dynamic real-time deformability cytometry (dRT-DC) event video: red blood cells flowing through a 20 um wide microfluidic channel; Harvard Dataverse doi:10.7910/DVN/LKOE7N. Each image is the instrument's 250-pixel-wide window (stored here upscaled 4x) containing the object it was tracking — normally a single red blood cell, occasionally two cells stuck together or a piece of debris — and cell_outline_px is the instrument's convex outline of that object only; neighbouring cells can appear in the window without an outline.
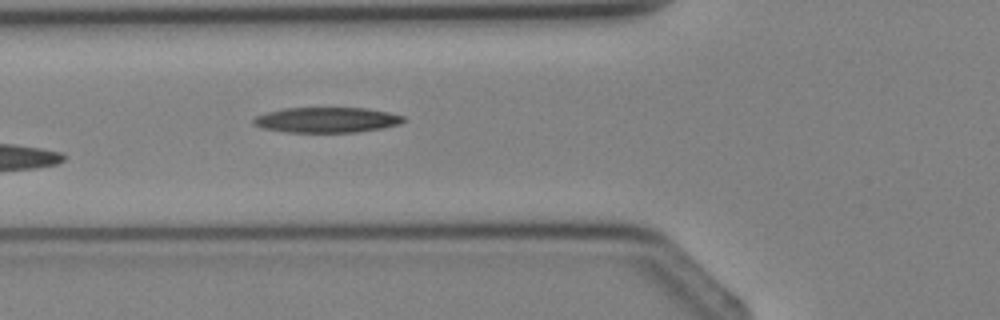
{"species": "Egyptian fruit bat (a non-hibernating species)", "species_latin": "Rousettus aegyptiacus", "temperature_condition": "cold", "stored_images_in_passage": 4, "camera_frame_rate_fps": 3000, "um_per_image_px": 0.085, "animal": {"sex": "female"}, "frame": {"image": 1, "passage_image": 4, "time_ms": 3.667, "image_size_px": [1000, 320], "cell_outline_px": [[404, 120], [400, 124], [384, 128], [356, 132], [284, 132], [260, 128], [252, 124], [252, 120], [256, 116], [268, 112], [284, 108], [364, 108], [388, 112], [404, 116]], "centroid_in_image_um": [27.74, 10.2], "position_along_channel_um": 98.1, "area_um2": 22.2}}